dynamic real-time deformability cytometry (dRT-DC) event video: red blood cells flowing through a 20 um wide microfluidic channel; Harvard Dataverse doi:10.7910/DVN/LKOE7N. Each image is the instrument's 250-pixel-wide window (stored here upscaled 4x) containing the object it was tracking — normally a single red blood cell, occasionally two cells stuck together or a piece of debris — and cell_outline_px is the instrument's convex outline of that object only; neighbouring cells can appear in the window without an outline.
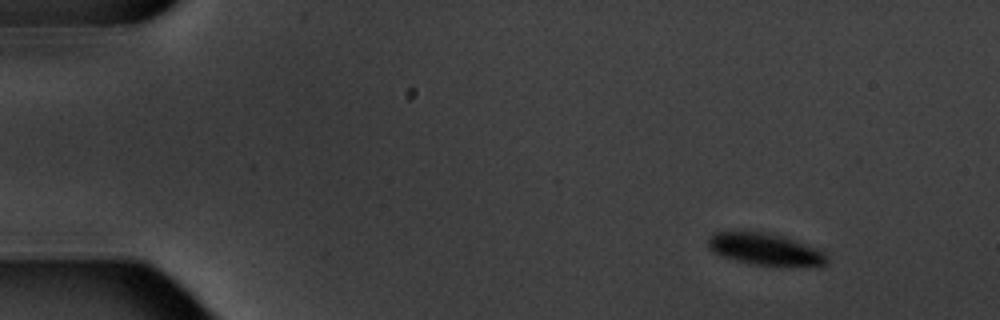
{"species": "common noctule bat (a hibernating species)", "species_latin": "Nyctalus noctula", "temperature_condition": "warm", "stored_images_in_passage": 5, "camera_frame_rate_fps": 3000, "um_per_image_px": 0.085, "animal": {"sex": "male", "body_mass_g": 20.1, "forearm_length_mm": 53.5}, "frame": {"image": 1, "passage_image": 2, "time_ms": 1.0, "image_size_px": [1000, 320], "cell_outline_px": [[828, 260], [824, 264], [816, 268], [784, 268], [748, 264], [720, 256], [712, 252], [708, 248], [708, 240], [716, 232], [760, 232], [784, 236], [824, 252], [828, 256]], "centroid_in_image_um": [65.1, 21.26], "position_along_channel_um": 19.9, "area_um2": 22.77}}